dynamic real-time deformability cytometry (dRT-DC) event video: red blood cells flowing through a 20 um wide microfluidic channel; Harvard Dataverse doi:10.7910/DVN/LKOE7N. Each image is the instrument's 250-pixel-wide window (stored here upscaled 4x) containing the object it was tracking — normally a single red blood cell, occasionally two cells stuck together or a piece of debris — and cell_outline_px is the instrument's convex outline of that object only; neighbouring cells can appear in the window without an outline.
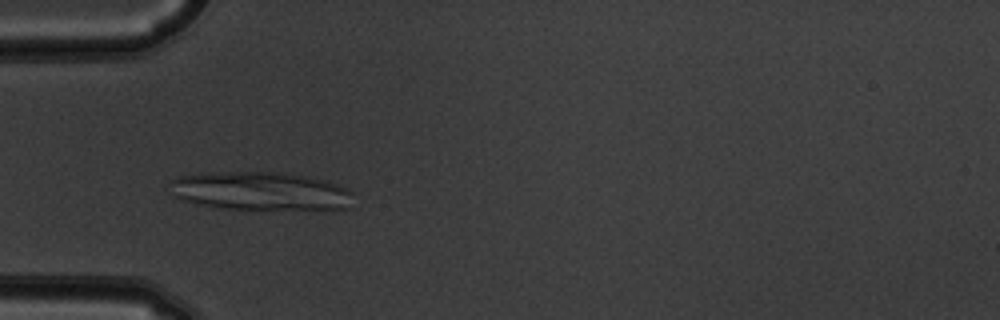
{"species": "common noctule bat (a hibernating species)", "species_latin": "Nyctalus noctula", "temperature_condition": "warm", "stored_images_in_passage": 52, "camera_frame_rate_fps": 3000, "um_per_image_px": 0.085, "animal": {"sex": "male", "body_mass_g": 19.5, "forearm_length_mm": 54.6}, "frame": {"image": 1, "passage_image": 16, "time_ms": 5.0, "image_size_px": [1000, 320], "cell_outline_px": [[352, 208], [220, 208], [196, 204], [172, 196], [172, 180], [176, 176], [200, 172], [284, 172], [308, 176], [328, 180], [348, 188], [352, 192]], "centroid_in_image_um": [22.13, 16.21], "position_along_channel_um": 62.9, "area_um2": 41.1}}
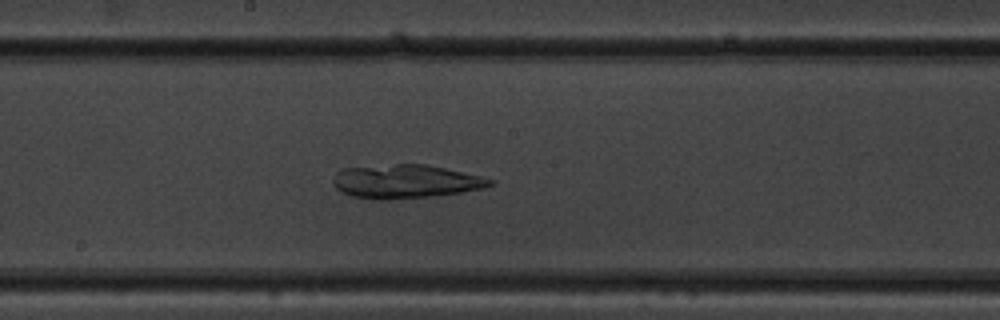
{"frame": {"image": 2, "passage_image": 28, "time_ms": 9.0, "image_size_px": [1000, 320], "cell_outline_px": [[496, 184], [484, 188], [460, 192], [428, 196], [388, 200], [380, 200], [352, 196], [340, 192], [332, 184], [332, 180], [336, 172], [344, 168], [396, 164], [424, 164], [444, 168], [480, 176], [496, 180]], "centroid_in_image_um": [34.45, 15.43], "position_along_channel_um": 213.8, "area_um2": 30.69}}
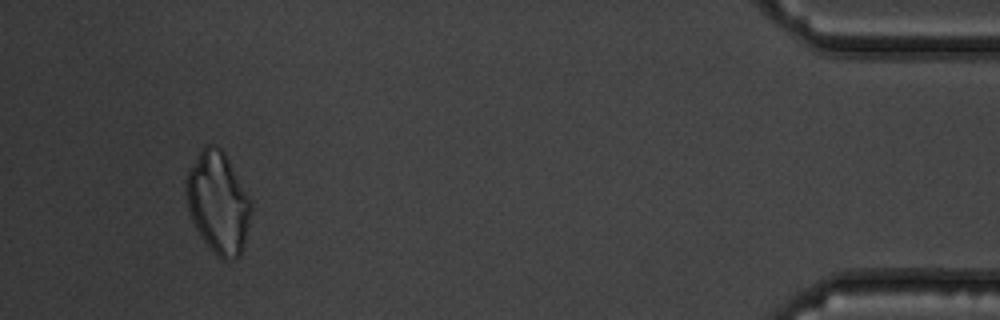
{"frame": {"image": 3, "passage_image": 49, "time_ms": 16.0, "image_size_px": [1000, 320], "cell_outline_px": [[252, 208], [244, 244], [240, 256], [236, 260], [224, 260], [200, 236], [192, 220], [188, 208], [184, 188], [184, 180], [188, 172], [200, 152], [208, 144], [216, 144], [224, 152], [252, 200]], "centroid_in_image_um": [18.55, 17.22], "position_along_channel_um": 416.7, "area_um2": 38.21}}